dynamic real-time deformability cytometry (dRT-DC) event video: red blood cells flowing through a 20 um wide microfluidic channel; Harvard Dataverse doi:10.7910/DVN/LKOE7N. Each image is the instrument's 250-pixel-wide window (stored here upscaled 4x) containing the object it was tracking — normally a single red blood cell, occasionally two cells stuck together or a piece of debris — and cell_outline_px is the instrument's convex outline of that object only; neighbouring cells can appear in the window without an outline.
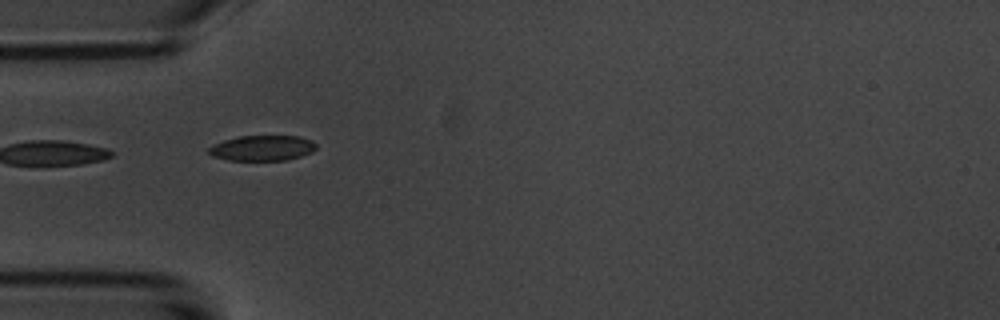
{"species": "common noctule bat (a hibernating species)", "species_latin": "Nyctalus noctula", "temperature_condition": "room temperature", "stored_images_in_passage": 9, "camera_frame_rate_fps": 3000, "um_per_image_px": 0.085, "animal": {"sex": "male", "body_mass_g": 20.1, "forearm_length_mm": 53.5}, "frame": {"image": 1, "passage_image": 3, "time_ms": 2.333, "image_size_px": [1000, 320], "cell_outline_px": [[316, 148], [312, 152], [288, 160], [228, 160], [212, 156], [208, 152], [208, 148], [224, 140], [240, 136], [300, 136], [312, 140], [316, 144]], "centroid_in_image_um": [22.32, 12.58], "position_along_channel_um": 62.7, "area_um2": 15.84}}
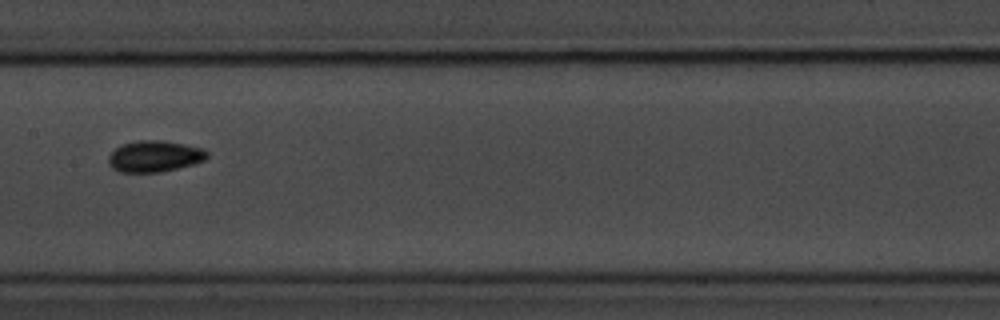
{"frame": {"image": 2, "passage_image": 6, "time_ms": 6.0, "image_size_px": [1000, 320], "cell_outline_px": [[208, 156], [204, 160], [196, 164], [160, 172], [120, 172], [112, 168], [108, 164], [108, 156], [120, 144], [136, 140], [164, 140], [204, 148], [208, 152]], "centroid_in_image_um": [13.14, 13.28], "position_along_channel_um": 194.3, "area_um2": 18.26}}
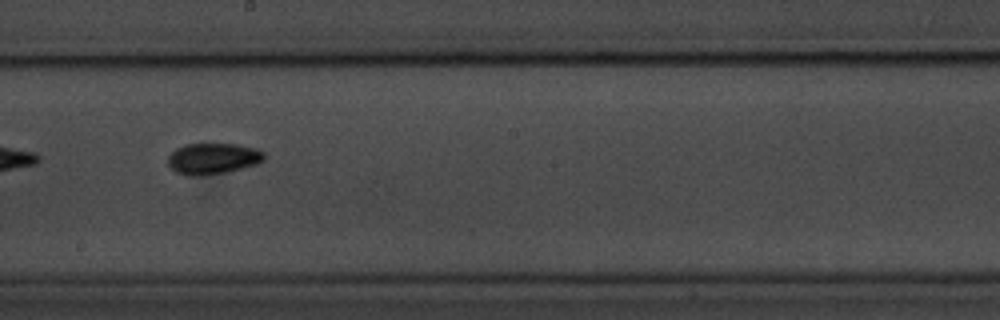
{"frame": {"image": 3, "passage_image": 7, "time_ms": 7.0, "image_size_px": [1000, 320], "cell_outline_px": [[264, 160], [256, 164], [228, 172], [200, 176], [188, 176], [176, 172], [168, 164], [168, 156], [176, 148], [188, 144], [236, 144], [256, 148], [264, 152]], "centroid_in_image_um": [18.1, 13.49], "position_along_channel_um": 230.1, "area_um2": 17.46}}